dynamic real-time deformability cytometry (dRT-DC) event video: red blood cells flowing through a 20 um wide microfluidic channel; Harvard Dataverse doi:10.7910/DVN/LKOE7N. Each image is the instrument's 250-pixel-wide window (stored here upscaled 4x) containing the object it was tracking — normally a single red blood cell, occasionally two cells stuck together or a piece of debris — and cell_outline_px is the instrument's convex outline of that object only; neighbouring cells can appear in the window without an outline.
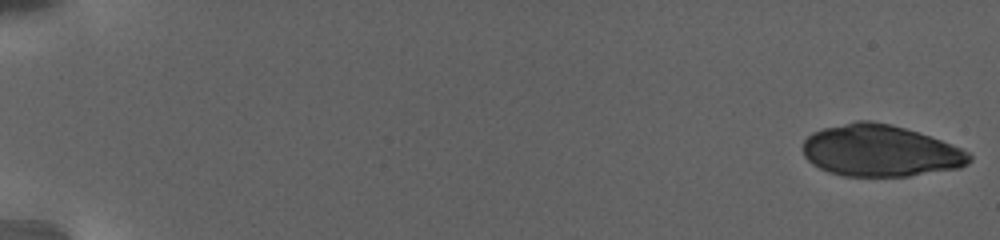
{"species": "human", "species_latin": "Homo sapiens", "temperature_condition": "warm", "stored_images_in_passage": 52, "segment_of_instrument_passage": [1, 2], "camera_frame_rate_fps": 3000, "um_per_image_px": 0.085, "donor": {"sex": "female"}, "frame": {"image": 1, "passage_image": 1, "time_ms": 0.0, "image_size_px": [1000, 240], "cell_outline_px": [[972, 160], [968, 164], [960, 168], [908, 176], [844, 176], [828, 172], [812, 164], [804, 156], [804, 140], [812, 132], [824, 128], [856, 120], [868, 120], [888, 124], [904, 128], [940, 140], [960, 148], [968, 152], [972, 156]], "centroid_in_image_um": [74.81, 12.82], "position_along_channel_um": 10.2, "area_um2": 49.88}}
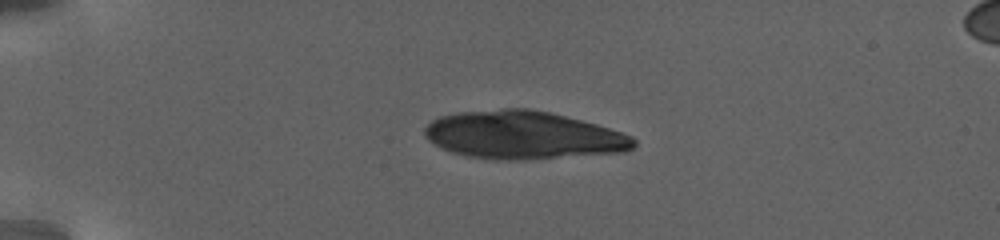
{"frame": {"image": 2, "passage_image": 14, "time_ms": 6.0, "image_size_px": [1000, 240], "cell_outline_px": [[636, 144], [632, 148], [624, 152], [528, 160], [496, 160], [464, 156], [452, 152], [428, 140], [424, 136], [424, 128], [432, 120], [440, 116], [460, 112], [500, 108], [528, 108], [548, 112], [596, 124], [632, 136], [636, 140]], "centroid_in_image_um": [44.45, 11.49], "position_along_channel_um": 40.5, "area_um2": 58.55}}